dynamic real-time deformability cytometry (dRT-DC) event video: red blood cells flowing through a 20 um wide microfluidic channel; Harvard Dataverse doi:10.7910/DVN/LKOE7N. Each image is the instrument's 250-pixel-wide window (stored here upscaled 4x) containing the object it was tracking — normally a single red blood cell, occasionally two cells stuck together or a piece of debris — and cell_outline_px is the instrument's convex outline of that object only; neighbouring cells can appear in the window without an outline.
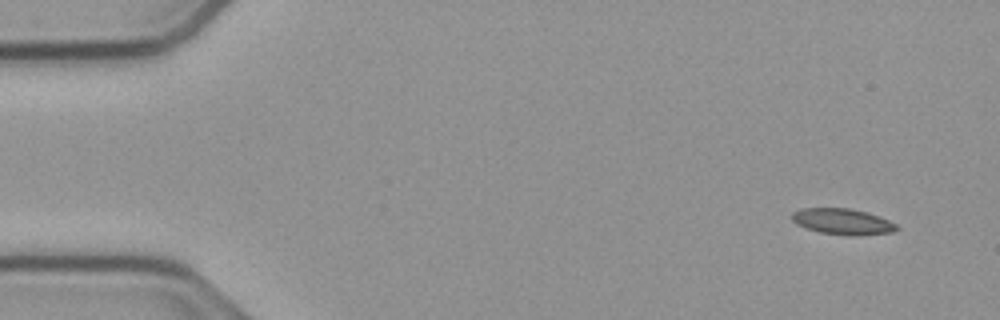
{"species": "common noctule bat (a hibernating species)", "species_latin": "Nyctalus noctula", "temperature_condition": "cold", "stored_images_in_passage": 52, "camera_frame_rate_fps": 3000, "um_per_image_px": 0.085, "animal": {"sex": "male", "body_mass_g": 23.1, "forearm_length_mm": 52.7}, "frame": {"image": 1, "passage_image": 1, "time_ms": 0.0, "image_size_px": [1000, 320], "cell_outline_px": [[900, 228], [892, 232], [852, 236], [820, 232], [804, 228], [796, 224], [792, 220], [792, 212], [800, 208], [848, 208], [868, 212], [880, 216], [896, 224]], "centroid_in_image_um": [71.6, 18.83], "position_along_channel_um": 13.4, "area_um2": 15.95}}
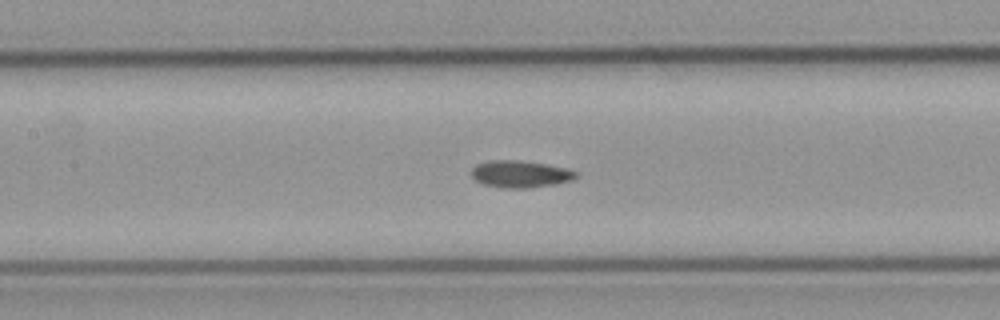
{"frame": {"image": 2, "passage_image": 22, "time_ms": 7.0, "image_size_px": [1000, 320], "cell_outline_px": [[576, 176], [572, 180], [556, 184], [528, 188], [504, 188], [484, 184], [476, 180], [472, 176], [472, 168], [476, 164], [488, 160], [520, 160], [544, 164], [564, 168], [576, 172]], "centroid_in_image_um": [44.19, 14.79], "position_along_channel_um": 163.2, "area_um2": 16.3}}
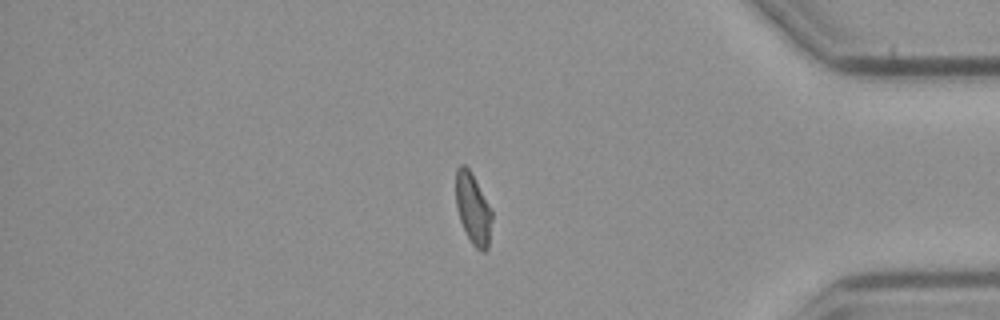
{"frame": {"image": 3, "passage_image": 43, "time_ms": 14.0, "image_size_px": [1000, 320], "cell_outline_px": [[492, 220], [488, 248], [484, 252], [480, 252], [472, 244], [460, 220], [456, 208], [456, 168], [460, 164], [464, 164], [468, 168], [492, 212]], "centroid_in_image_um": [40.19, 17.78], "position_along_channel_um": 395.0, "area_um2": 14.62}, "authors_computed_cell_mechanics": {"area_um2": 15.8083, "velocity_mm_per_s": 3.7731, "shape_relaxation_time_tau1_ms": null, "shape_relaxation_time_tau2_ms": 3.4569, "deformation_change_tau1": null, "deformation_change_tau2": 0.0851}}